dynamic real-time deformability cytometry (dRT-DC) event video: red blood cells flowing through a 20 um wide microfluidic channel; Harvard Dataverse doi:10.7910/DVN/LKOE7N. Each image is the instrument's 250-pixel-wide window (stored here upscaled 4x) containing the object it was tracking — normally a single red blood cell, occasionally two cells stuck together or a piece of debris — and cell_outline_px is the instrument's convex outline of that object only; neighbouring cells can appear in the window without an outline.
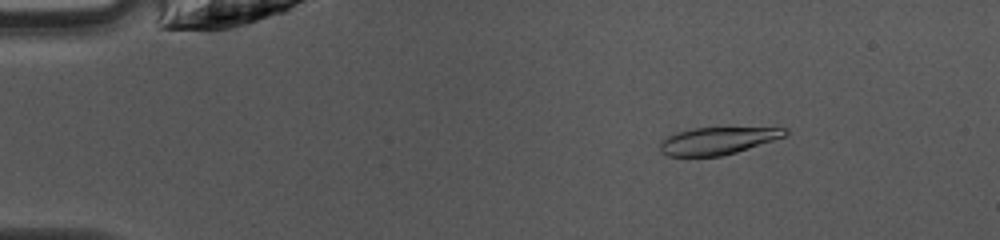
{"species": "common noctule bat (a hibernating species)", "species_latin": "Nyctalus noctula", "temperature_condition": "warm", "stored_images_in_passage": 47, "camera_frame_rate_fps": 3000, "um_per_image_px": 0.085, "animal": {"sex": "female", "body_mass_g": 10.0, "forearm_length_mm": 53.1}, "frame": {"image": 1, "passage_image": 7, "time_ms": 2.0, "image_size_px": [1000, 240], "cell_outline_px": [[788, 132], [784, 136], [736, 152], [720, 156], [668, 156], [660, 152], [660, 144], [668, 136], [676, 132], [696, 128], [788, 128]], "centroid_in_image_um": [60.95, 11.97], "position_along_channel_um": 24.0, "area_um2": 19.42}}
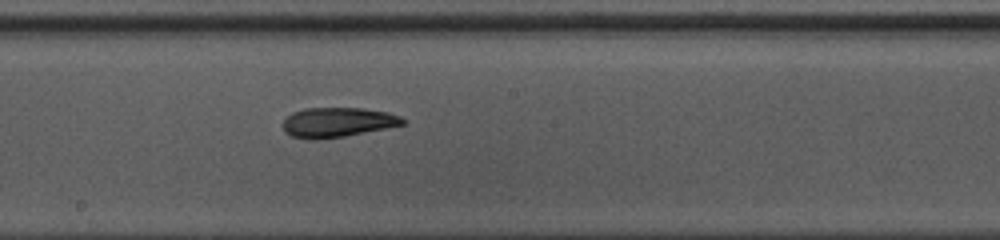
{"frame": {"image": 2, "passage_image": 26, "time_ms": 8.333, "image_size_px": [1000, 240], "cell_outline_px": [[408, 120], [404, 124], [344, 136], [316, 140], [312, 140], [292, 136], [284, 132], [284, 120], [292, 112], [304, 108], [360, 108], [388, 112], [400, 116]], "centroid_in_image_um": [28.68, 10.39], "position_along_channel_um": 219.5, "area_um2": 20.63}}
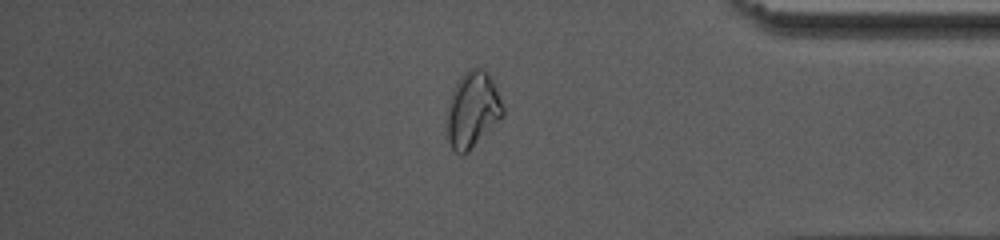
{"frame": {"image": 3, "passage_image": 40, "time_ms": 13.0, "image_size_px": [1000, 240], "cell_outline_px": [[504, 116], [468, 152], [456, 152], [452, 148], [448, 140], [448, 108], [452, 92], [460, 76], [464, 72], [472, 68], [480, 68], [488, 72], [492, 80], [504, 108]], "centroid_in_image_um": [40.19, 9.32], "position_along_channel_um": 395.0, "area_um2": 24.28}, "authors_computed_cell_mechanics": {"area_um2": 21.386, "velocity_mm_per_s": 4.1898, "shape_relaxation_time_tau1_ms": 6.8412, "shape_relaxation_time_tau2_ms": 2.8426, "deformation_change_tau1": 0.2097, "deformation_change_tau2": 0.0922}}